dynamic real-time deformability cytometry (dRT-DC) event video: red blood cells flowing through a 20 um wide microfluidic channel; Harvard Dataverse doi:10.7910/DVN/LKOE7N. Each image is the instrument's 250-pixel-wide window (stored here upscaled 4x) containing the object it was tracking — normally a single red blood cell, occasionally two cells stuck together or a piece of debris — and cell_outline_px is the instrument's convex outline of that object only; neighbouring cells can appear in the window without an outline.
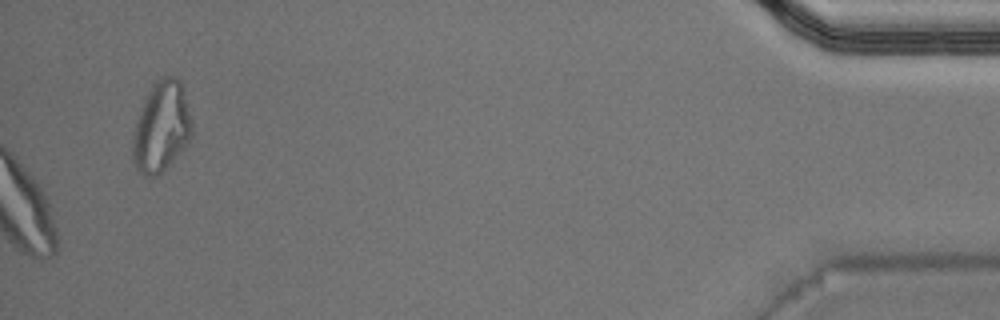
{"species": "Egyptian fruit bat (a non-hibernating species)", "species_latin": "Rousettus aegyptiacus", "temperature_condition": "warm", "stored_images_in_passage": 51, "camera_frame_rate_fps": 3000, "um_per_image_px": 0.085, "animal": {"sex": "male"}, "frame": {"image": 1, "passage_image": 51, "time_ms": 16.667, "image_size_px": [1000, 320], "cell_outline_px": [[192, 136], [184, 148], [156, 176], [144, 176], [136, 168], [132, 160], [132, 136], [136, 120], [144, 100], [152, 84], [160, 76], [176, 76], [180, 80], [192, 120]], "centroid_in_image_um": [13.7, 10.76], "position_along_channel_um": 421.5, "area_um2": 31.21}, "authors_computed_cell_mechanics": {"area_um2": 23.3512, "velocity_mm_per_s": 3.9953, "shape_relaxation_time_tau1_ms": 2.2868, "shape_relaxation_time_tau2_ms": 1.3378, "deformation_change_tau1": 0.1511, "deformation_change_tau2": 0.0739}}